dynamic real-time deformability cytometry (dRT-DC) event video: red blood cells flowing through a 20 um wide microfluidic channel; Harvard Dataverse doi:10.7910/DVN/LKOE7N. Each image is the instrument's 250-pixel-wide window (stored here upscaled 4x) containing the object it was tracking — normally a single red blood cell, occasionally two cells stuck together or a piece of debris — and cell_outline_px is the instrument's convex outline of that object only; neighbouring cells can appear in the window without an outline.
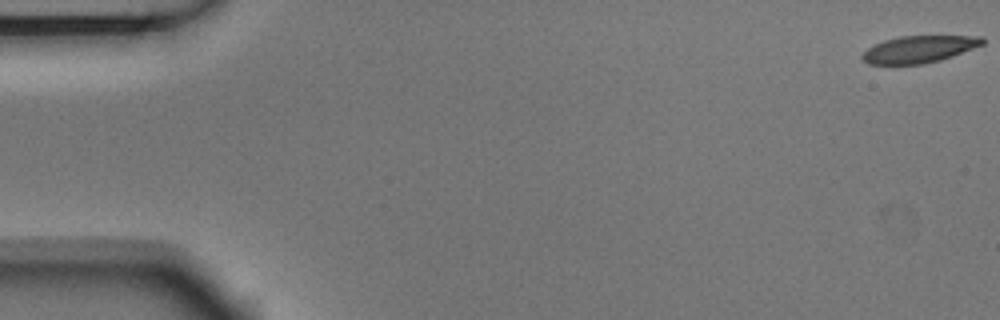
{"species": "Egyptian fruit bat (a non-hibernating species)", "species_latin": "Rousettus aegyptiacus", "temperature_condition": "room temperature", "stored_images_in_passage": 55, "camera_frame_rate_fps": 3000, "um_per_image_px": 0.085, "animal": {"sex": "male"}, "frame": {"image": 1, "passage_image": 1, "time_ms": 0.0, "image_size_px": [1000, 320], "cell_outline_px": [[984, 44], [952, 56], [940, 60], [924, 64], [868, 64], [860, 56], [868, 48], [884, 40], [900, 36], [984, 36]], "centroid_in_image_um": [78.13, 4.18], "position_along_channel_um": 6.9, "area_um2": 18.79}}
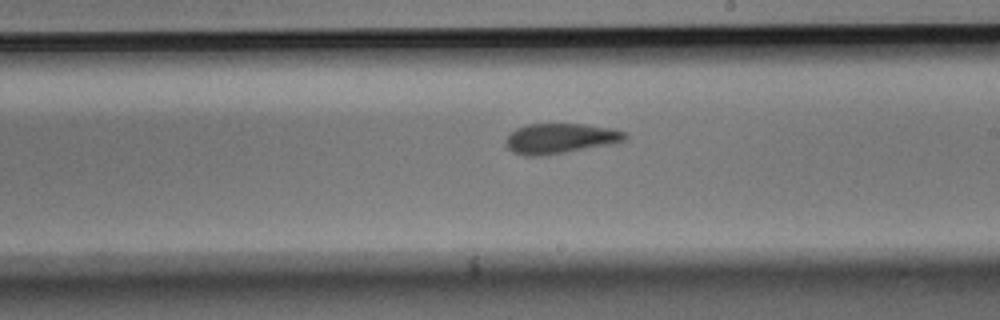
{"frame": {"image": 2, "passage_image": 32, "time_ms": 10.333, "image_size_px": [1000, 320], "cell_outline_px": [[628, 136], [624, 140], [612, 144], [540, 156], [524, 156], [512, 152], [504, 144], [504, 140], [516, 128], [528, 124], [584, 124], [612, 128], [624, 132]], "centroid_in_image_um": [47.58, 11.77], "position_along_channel_um": 241.4, "area_um2": 20.92}}
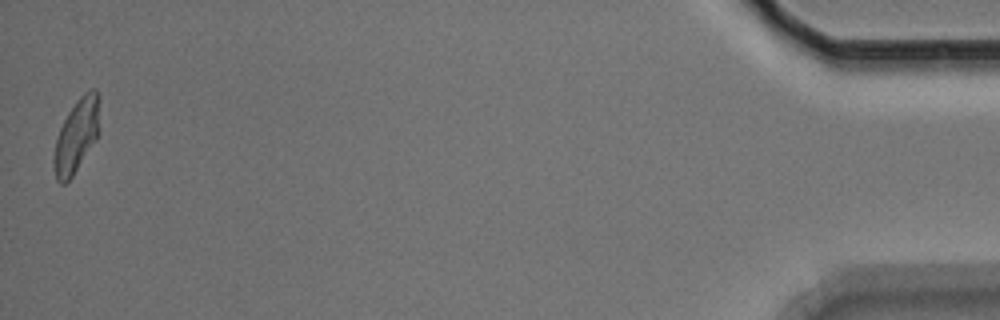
{"frame": {"image": 3, "passage_image": 55, "time_ms": 18.0, "image_size_px": [1000, 320], "cell_outline_px": [[100, 132], [96, 140], [72, 176], [64, 184], [60, 184], [56, 180], [52, 164], [52, 160], [56, 140], [60, 128], [68, 112], [76, 100], [84, 92], [92, 88], [96, 88], [100, 96]], "centroid_in_image_um": [6.53, 11.49], "position_along_channel_um": 428.7, "area_um2": 20.06}, "authors_computed_cell_mechanics": {"area_um2": 20.6924, "velocity_mm_per_s": 3.6527, "shape_relaxation_time_tau1_ms": 9.8338, "shape_relaxation_time_tau2_ms": 3.4286, "deformation_change_tau1": 0.2164, "deformation_change_tau2": 0.0949}}